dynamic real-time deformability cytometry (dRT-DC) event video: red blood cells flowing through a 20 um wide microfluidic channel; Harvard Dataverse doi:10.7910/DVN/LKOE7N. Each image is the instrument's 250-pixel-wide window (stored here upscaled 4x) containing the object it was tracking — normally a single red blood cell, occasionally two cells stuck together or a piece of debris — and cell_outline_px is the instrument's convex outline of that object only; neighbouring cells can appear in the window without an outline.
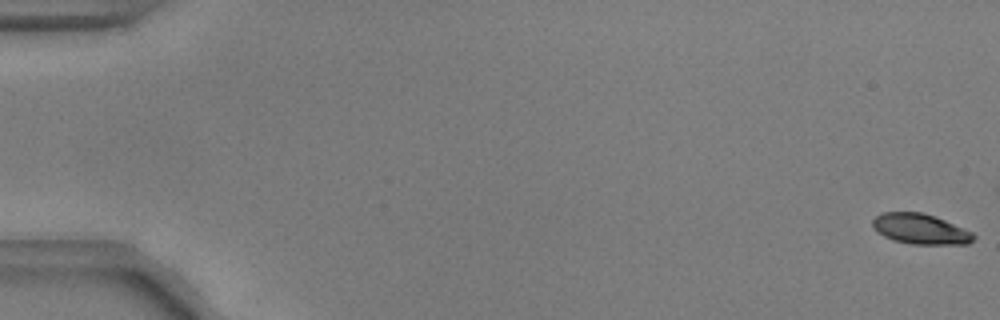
{"species": "common noctule bat (a hibernating species)", "species_latin": "Nyctalus noctula", "temperature_condition": "warm", "stored_images_in_passage": 55, "camera_frame_rate_fps": 3000, "um_per_image_px": 0.085, "animal": {"sex": "male", "body_mass_g": 17.9, "forearm_length_mm": 54.2}, "frame": {"image": 1, "passage_image": 1, "time_ms": 0.0, "image_size_px": [1000, 320], "cell_outline_px": [[976, 236], [968, 244], [912, 244], [892, 240], [876, 232], [872, 228], [872, 220], [876, 216], [884, 212], [924, 212], [944, 220], [972, 232]], "centroid_in_image_um": [78.19, 19.46], "position_along_channel_um": 6.8, "area_um2": 17.86}}
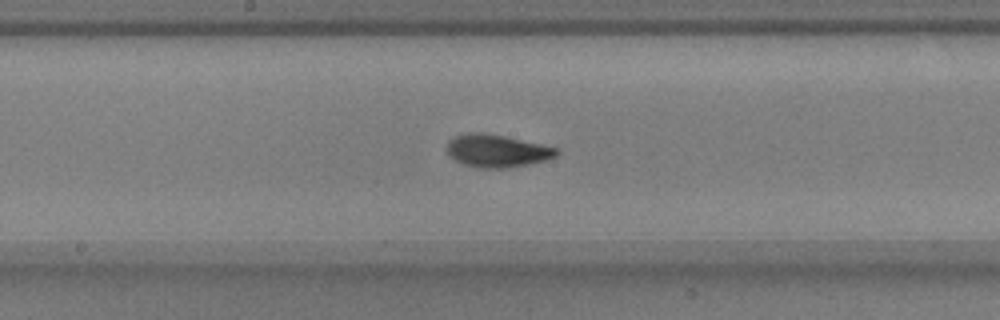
{"frame": {"image": 2, "passage_image": 30, "time_ms": 9.667, "image_size_px": [1000, 320], "cell_outline_px": [[560, 152], [556, 156], [544, 160], [528, 164], [504, 168], [480, 168], [464, 164], [448, 156], [444, 148], [448, 140], [456, 136], [468, 132], [480, 132], [504, 136], [560, 148]], "centroid_in_image_um": [42.2, 12.81], "position_along_channel_um": 206.0, "area_um2": 20.98}}
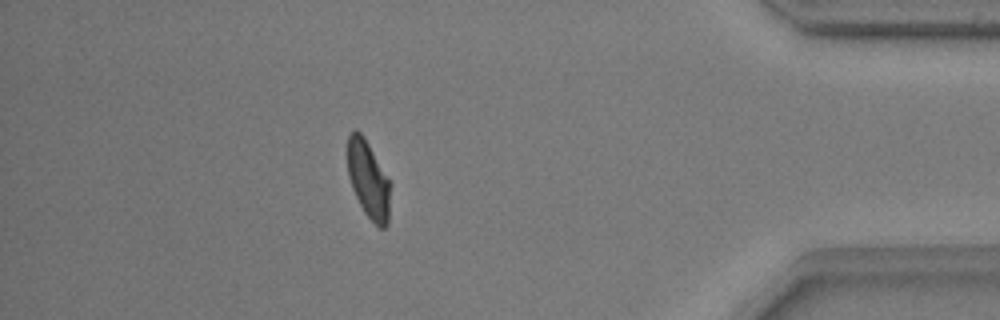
{"frame": {"image": 3, "passage_image": 49, "time_ms": 16.0, "image_size_px": [1000, 320], "cell_outline_px": [[392, 184], [388, 224], [384, 228], [380, 228], [364, 212], [352, 188], [348, 176], [348, 132], [356, 128], [364, 136]], "centroid_in_image_um": [31.33, 15.25], "position_along_channel_um": 403.9, "area_um2": 19.54}, "authors_computed_cell_mechanics": {"area_um2": 19.5942, "velocity_mm_per_s": 3.7415, "shape_relaxation_time_tau1_ms": 2.9526, "shape_relaxation_time_tau2_ms": 1.5217, "deformation_change_tau1": 0.1672, "deformation_change_tau2": 0.0692}}